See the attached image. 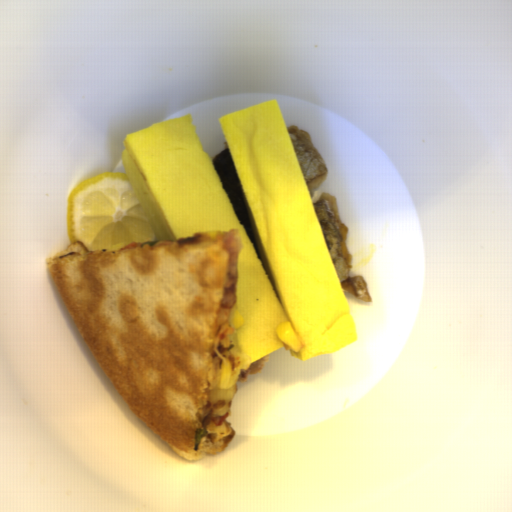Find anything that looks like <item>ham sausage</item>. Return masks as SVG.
Masks as SVG:
<instances>
[{
  "label": "ham sausage",
  "mask_w": 512,
  "mask_h": 512,
  "mask_svg": "<svg viewBox=\"0 0 512 512\" xmlns=\"http://www.w3.org/2000/svg\"><path fill=\"white\" fill-rule=\"evenodd\" d=\"M215 239L225 241L223 247L229 255V268L226 273V282L219 307L233 309L235 308L238 297V257L244 247L242 236L238 228H230L228 231H218L215 235Z\"/></svg>",
  "instance_id": "obj_1"
},
{
  "label": "ham sausage",
  "mask_w": 512,
  "mask_h": 512,
  "mask_svg": "<svg viewBox=\"0 0 512 512\" xmlns=\"http://www.w3.org/2000/svg\"><path fill=\"white\" fill-rule=\"evenodd\" d=\"M225 404L226 402L224 400L216 404H212L207 401L204 407L201 406L200 410L197 412L198 420L202 425L211 420V422L218 427L223 421L227 420L229 415H231V412L216 414V410L223 409Z\"/></svg>",
  "instance_id": "obj_2"
}]
</instances>
